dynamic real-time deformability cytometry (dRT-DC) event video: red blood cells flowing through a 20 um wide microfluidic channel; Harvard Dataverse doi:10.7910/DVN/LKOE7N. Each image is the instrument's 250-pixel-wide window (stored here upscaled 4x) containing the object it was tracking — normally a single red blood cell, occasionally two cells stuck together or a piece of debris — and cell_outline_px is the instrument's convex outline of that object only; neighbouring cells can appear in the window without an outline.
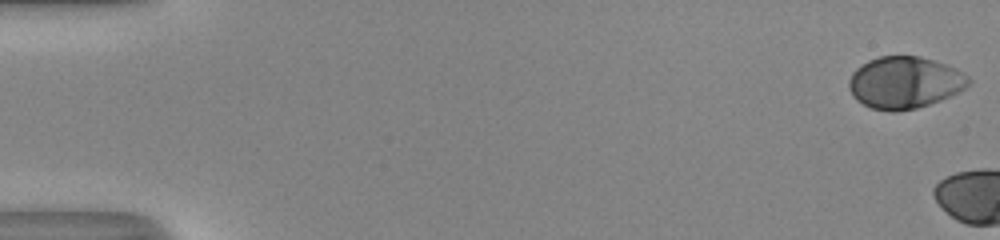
{"species": "human", "species_latin": "Homo sapiens", "temperature_condition": "room temperature", "stored_images_in_passage": 5, "camera_frame_rate_fps": 3000, "um_per_image_px": 0.085, "donor": {"sex": "male"}, "frame": {"image": 1, "passage_image": 1, "time_ms": 0.0, "image_size_px": [1000, 240], "cell_outline_px": [[972, 80], [964, 88], [940, 100], [916, 108], [896, 112], [892, 112], [872, 108], [856, 100], [852, 96], [848, 88], [848, 80], [852, 72], [856, 68], [868, 60], [880, 56], [920, 56], [956, 68], [964, 72]], "centroid_in_image_um": [76.86, 7.01], "position_along_channel_um": 8.1, "area_um2": 36.18}}